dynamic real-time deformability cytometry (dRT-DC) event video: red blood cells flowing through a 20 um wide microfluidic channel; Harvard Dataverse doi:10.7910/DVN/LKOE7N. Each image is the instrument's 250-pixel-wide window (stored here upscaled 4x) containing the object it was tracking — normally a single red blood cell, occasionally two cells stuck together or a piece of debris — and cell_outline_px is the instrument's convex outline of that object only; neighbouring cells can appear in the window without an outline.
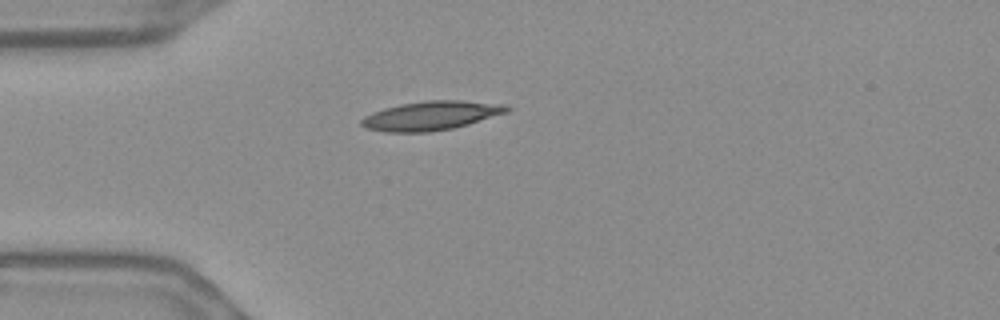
{"species": "Egyptian fruit bat (a non-hibernating species)", "species_latin": "Rousettus aegyptiacus", "temperature_condition": "warm", "stored_images_in_passage": 41, "camera_frame_rate_fps": 3000, "um_per_image_px": 0.085, "frame": {"image": 1, "passage_image": 1, "time_ms": 0.0, "image_size_px": [1000, 320], "cell_outline_px": [[512, 108], [508, 112], [468, 124], [452, 128], [428, 132], [384, 132], [364, 128], [360, 124], [360, 120], [364, 116], [372, 112], [384, 108], [400, 104], [428, 100], [460, 100], [508, 104]], "centroid_in_image_um": [36.64, 9.82], "position_along_channel_um": 48.4, "area_um2": 24.8}}
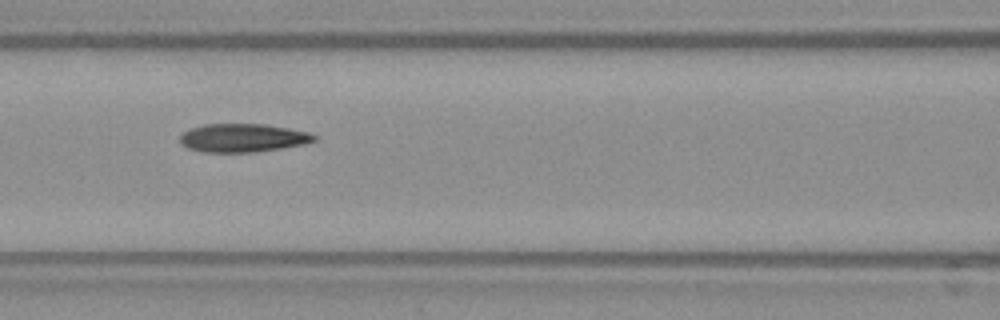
{"frame": {"image": 2, "passage_image": 10, "time_ms": 3.0, "image_size_px": [1000, 320], "cell_outline_px": [[320, 136], [316, 140], [304, 144], [280, 148], [252, 152], [204, 152], [188, 148], [180, 144], [180, 136], [184, 132], [192, 128], [204, 124], [264, 124], [288, 128], [308, 132]], "centroid_in_image_um": [20.65, 11.72], "position_along_channel_um": 145.9, "area_um2": 22.14}}
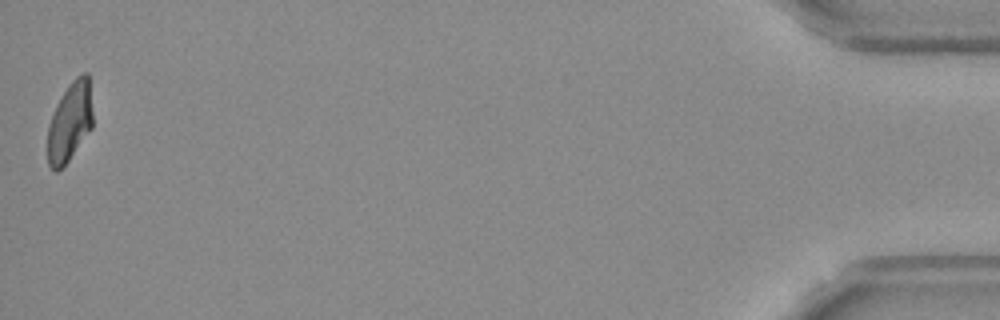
{"frame": {"image": 3, "passage_image": 41, "time_ms": 13.333, "image_size_px": [1000, 320], "cell_outline_px": [[92, 128], [68, 160], [56, 172], [48, 164], [48, 124], [56, 104], [72, 80], [76, 76], [84, 72], [88, 72], [92, 112]], "centroid_in_image_um": [5.94, 10.34], "position_along_channel_um": 429.3, "area_um2": 20.58}, "authors_computed_cell_mechanics": {"area_um2": 22.0796, "velocity_mm_per_s": 3.6742, "shape_relaxation_time_tau1_ms": null, "shape_relaxation_time_tau2_ms": 2.4966, "deformation_change_tau1": null, "deformation_change_tau2": 0.093}}